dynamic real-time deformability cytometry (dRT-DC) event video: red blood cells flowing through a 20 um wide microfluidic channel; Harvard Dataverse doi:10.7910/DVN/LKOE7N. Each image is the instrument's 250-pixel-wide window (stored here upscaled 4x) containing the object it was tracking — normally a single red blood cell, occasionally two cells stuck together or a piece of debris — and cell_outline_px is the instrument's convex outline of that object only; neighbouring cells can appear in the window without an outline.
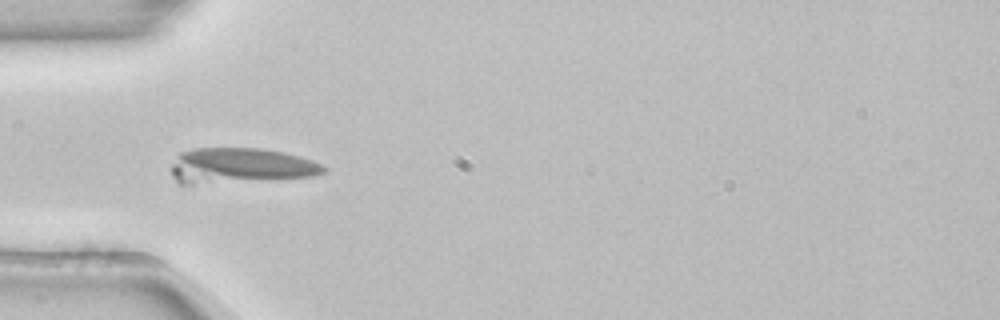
{"species": "common noctule bat (a hibernating species)", "species_latin": "Nyctalus noctula", "temperature_condition": "room temperature", "stored_images_in_passage": 52, "camera_frame_rate_fps": 3000, "um_per_image_px": 0.085, "animal": {"sex": "female", "body_mass_g": 22.7, "forearm_length_mm": 54.2}, "frame": {"image": 1, "passage_image": 16, "time_ms": 5.0, "image_size_px": [1000, 320], "cell_outline_px": [[328, 172], [312, 176], [192, 184], [180, 184], [172, 176], [172, 164], [180, 152], [196, 148], [264, 148], [284, 152], [300, 156], [324, 164], [328, 168]], "centroid_in_image_um": [20.46, 14.07], "position_along_channel_um": 64.5, "area_um2": 31.33}}